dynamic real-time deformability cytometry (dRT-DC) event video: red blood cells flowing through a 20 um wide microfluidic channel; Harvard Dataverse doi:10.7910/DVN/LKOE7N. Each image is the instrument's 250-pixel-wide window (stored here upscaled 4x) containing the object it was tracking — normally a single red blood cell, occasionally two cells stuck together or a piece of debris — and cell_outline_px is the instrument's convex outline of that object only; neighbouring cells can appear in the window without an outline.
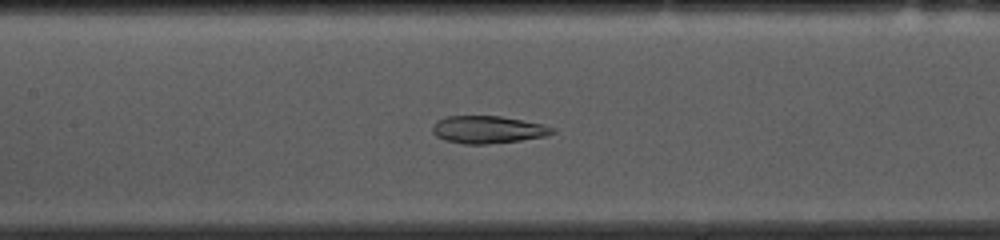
{"species": "common noctule bat (a hibernating species)", "species_latin": "Nyctalus noctula", "temperature_condition": "cold", "stored_images_in_passage": 53, "camera_frame_rate_fps": 3000, "um_per_image_px": 0.085, "animal": {"sex": "female", "body_mass_g": 10.0, "forearm_length_mm": 53.1}, "frame": {"image": 1, "passage_image": 23, "time_ms": 7.333, "image_size_px": [1000, 240], "cell_outline_px": [[556, 132], [544, 136], [520, 140], [484, 144], [464, 144], [444, 140], [436, 136], [432, 132], [432, 128], [436, 120], [444, 116], [500, 116], [524, 120], [544, 124], [556, 128]], "centroid_in_image_um": [41.46, 11.0], "position_along_channel_um": 165.9, "area_um2": 19.31}}
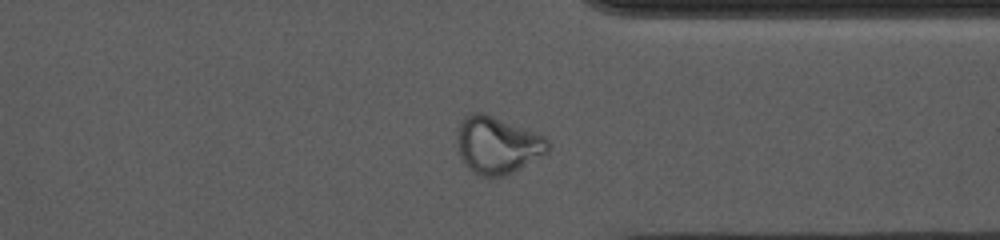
{"frame": {"image": 2, "passage_image": 40, "time_ms": 13.0, "image_size_px": [1000, 240], "cell_outline_px": [[548, 152], [512, 172], [500, 176], [480, 176], [468, 168], [464, 164], [460, 156], [456, 140], [456, 128], [464, 116], [468, 112], [484, 112], [536, 132], [544, 136], [548, 140]], "centroid_in_image_um": [42.22, 12.29], "position_along_channel_um": 369.2, "area_um2": 30.4}}
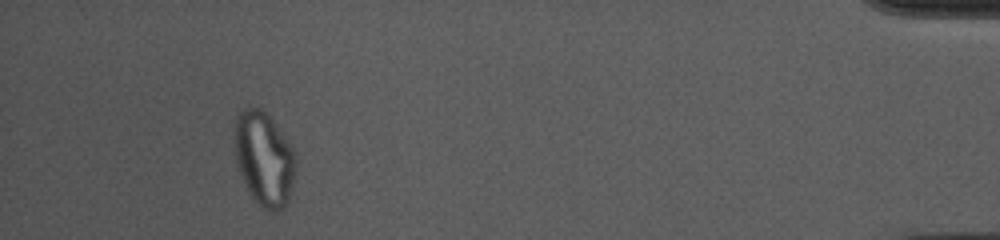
{"frame": {"image": 3, "passage_image": 49, "time_ms": 16.0, "image_size_px": [1000, 240], "cell_outline_px": [[296, 168], [288, 200], [276, 212], [272, 212], [264, 208], [252, 200], [240, 172], [236, 160], [232, 136], [236, 116], [244, 108], [260, 108], [276, 124], [288, 140], [292, 148], [296, 160]], "centroid_in_image_um": [22.42, 13.47], "position_along_channel_um": 412.8, "area_um2": 33.58}, "authors_computed_cell_mechanics": {"area_um2": 24.5072, "velocity_mm_per_s": 3.6523, "shape_relaxation_time_tau1_ms": null, "shape_relaxation_time_tau2_ms": 2.4448, "deformation_change_tau1": null, "deformation_change_tau2": 0.099}}